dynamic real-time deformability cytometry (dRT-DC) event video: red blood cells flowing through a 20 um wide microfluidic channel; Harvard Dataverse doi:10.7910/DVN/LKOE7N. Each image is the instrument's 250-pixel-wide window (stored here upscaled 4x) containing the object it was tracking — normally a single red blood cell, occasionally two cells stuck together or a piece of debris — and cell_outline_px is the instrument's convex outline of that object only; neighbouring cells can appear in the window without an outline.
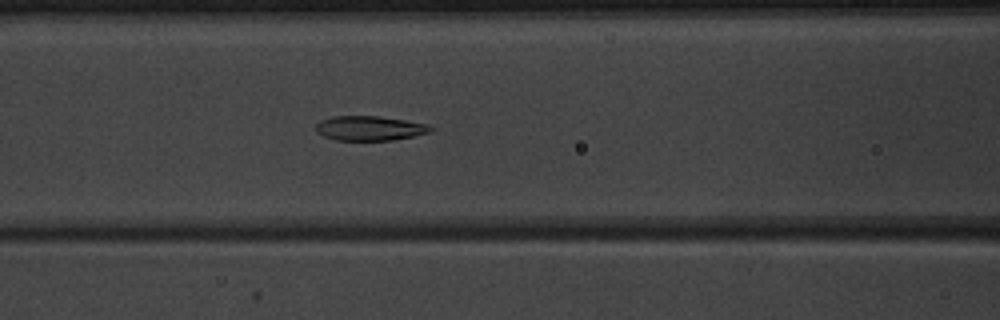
{"species": "common noctule bat (a hibernating species)", "species_latin": "Nyctalus noctula", "temperature_condition": "warm", "stored_images_in_passage": 53, "segment_of_instrument_passage": [1, 2], "camera_frame_rate_fps": 3000, "um_per_image_px": 0.085, "animal": {"sex": "male", "body_mass_g": 20.1, "forearm_length_mm": 53.5}, "frame": {"image": 1, "passage_image": 23, "time_ms": 7.333, "image_size_px": [1000, 320], "cell_outline_px": [[436, 128], [432, 132], [392, 140], [336, 140], [324, 136], [316, 132], [316, 124], [320, 120], [332, 116], [380, 116], [428, 124]], "centroid_in_image_um": [31.44, 10.89], "position_along_channel_um": 135.2, "area_um2": 16.53}}
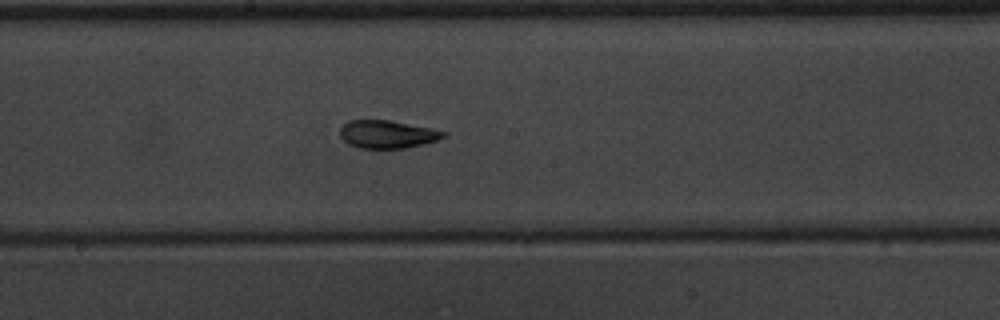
{"frame": {"image": 2, "passage_image": 29, "time_ms": 9.333, "image_size_px": [1000, 320], "cell_outline_px": [[448, 136], [424, 144], [404, 148], [360, 148], [348, 144], [340, 136], [340, 128], [348, 120], [388, 120], [432, 128], [448, 132]], "centroid_in_image_um": [32.94, 11.41], "position_along_channel_um": 215.3, "area_um2": 16.88}}
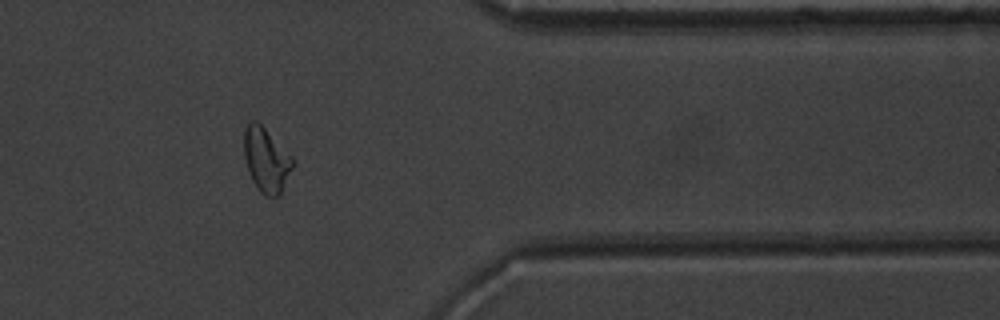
{"frame": {"image": 3, "passage_image": 43, "time_ms": 14.0, "image_size_px": [1000, 320], "cell_outline_px": [[296, 164], [280, 192], [276, 196], [264, 196], [260, 192], [252, 180], [248, 172], [244, 156], [244, 128], [252, 120], [256, 120], [296, 160]], "centroid_in_image_um": [22.64, 13.59], "position_along_channel_um": 388.8, "area_um2": 18.26}}